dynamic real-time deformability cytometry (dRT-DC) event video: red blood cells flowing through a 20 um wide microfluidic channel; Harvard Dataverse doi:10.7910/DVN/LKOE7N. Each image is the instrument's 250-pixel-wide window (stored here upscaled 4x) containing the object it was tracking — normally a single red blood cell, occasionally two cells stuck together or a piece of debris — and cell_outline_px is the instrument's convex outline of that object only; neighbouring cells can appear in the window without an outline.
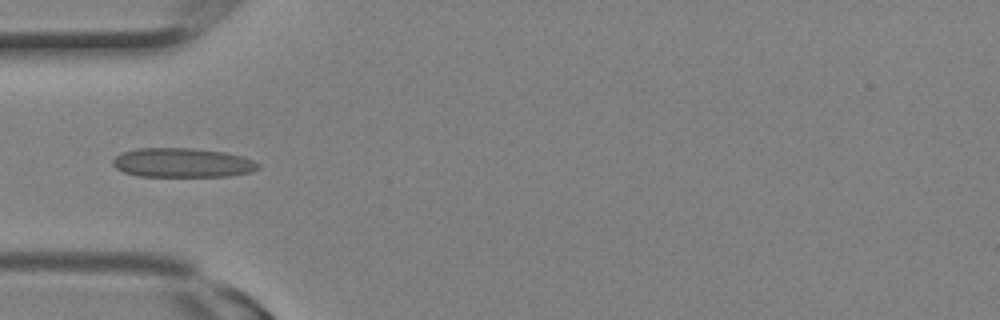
{"species": "Egyptian fruit bat (a non-hibernating species)", "species_latin": "Rousettus aegyptiacus", "temperature_condition": "room temperature", "stored_images_in_passage": 8, "camera_frame_rate_fps": 3000, "um_per_image_px": 0.085, "animal": {"sex": "female"}, "frame": {"image": 1, "passage_image": 7, "time_ms": 2.0, "image_size_px": [1000, 320], "cell_outline_px": [[260, 168], [248, 172], [228, 176], [140, 176], [124, 172], [116, 168], [112, 164], [112, 160], [116, 156], [124, 152], [136, 148], [192, 148], [224, 152], [240, 156], [252, 160], [260, 164]], "centroid_in_image_um": [15.48, 13.83], "position_along_channel_um": 69.5, "area_um2": 24.62}}